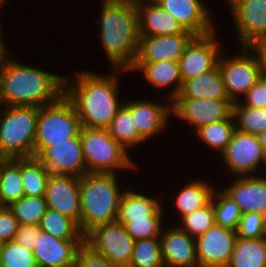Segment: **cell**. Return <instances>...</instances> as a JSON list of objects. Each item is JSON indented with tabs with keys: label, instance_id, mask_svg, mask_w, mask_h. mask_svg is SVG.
Instances as JSON below:
<instances>
[{
	"label": "cell",
	"instance_id": "obj_35",
	"mask_svg": "<svg viewBox=\"0 0 266 267\" xmlns=\"http://www.w3.org/2000/svg\"><path fill=\"white\" fill-rule=\"evenodd\" d=\"M233 117L236 130L252 135H258L266 130V108L243 106L240 102L233 105Z\"/></svg>",
	"mask_w": 266,
	"mask_h": 267
},
{
	"label": "cell",
	"instance_id": "obj_9",
	"mask_svg": "<svg viewBox=\"0 0 266 267\" xmlns=\"http://www.w3.org/2000/svg\"><path fill=\"white\" fill-rule=\"evenodd\" d=\"M85 243L116 267H129L135 240L123 224L116 221L97 226L85 236Z\"/></svg>",
	"mask_w": 266,
	"mask_h": 267
},
{
	"label": "cell",
	"instance_id": "obj_10",
	"mask_svg": "<svg viewBox=\"0 0 266 267\" xmlns=\"http://www.w3.org/2000/svg\"><path fill=\"white\" fill-rule=\"evenodd\" d=\"M36 157L51 174L81 178L87 173L83 159L80 133L68 141L53 142L52 146H34Z\"/></svg>",
	"mask_w": 266,
	"mask_h": 267
},
{
	"label": "cell",
	"instance_id": "obj_25",
	"mask_svg": "<svg viewBox=\"0 0 266 267\" xmlns=\"http://www.w3.org/2000/svg\"><path fill=\"white\" fill-rule=\"evenodd\" d=\"M135 69L141 70L145 78L156 87H169L172 84L175 87L168 93L170 99H174L182 88V79L180 76L178 62L173 61H158V62H134L130 71Z\"/></svg>",
	"mask_w": 266,
	"mask_h": 267
},
{
	"label": "cell",
	"instance_id": "obj_45",
	"mask_svg": "<svg viewBox=\"0 0 266 267\" xmlns=\"http://www.w3.org/2000/svg\"><path fill=\"white\" fill-rule=\"evenodd\" d=\"M41 232L40 228L35 225H19L18 231L16 232V236L14 241L18 245H23L27 249L34 250L37 235Z\"/></svg>",
	"mask_w": 266,
	"mask_h": 267
},
{
	"label": "cell",
	"instance_id": "obj_50",
	"mask_svg": "<svg viewBox=\"0 0 266 267\" xmlns=\"http://www.w3.org/2000/svg\"><path fill=\"white\" fill-rule=\"evenodd\" d=\"M3 207H4V206H3V204H2L1 201H0V209L3 208Z\"/></svg>",
	"mask_w": 266,
	"mask_h": 267
},
{
	"label": "cell",
	"instance_id": "obj_44",
	"mask_svg": "<svg viewBox=\"0 0 266 267\" xmlns=\"http://www.w3.org/2000/svg\"><path fill=\"white\" fill-rule=\"evenodd\" d=\"M244 96L243 106L266 108V78L262 75Z\"/></svg>",
	"mask_w": 266,
	"mask_h": 267
},
{
	"label": "cell",
	"instance_id": "obj_19",
	"mask_svg": "<svg viewBox=\"0 0 266 267\" xmlns=\"http://www.w3.org/2000/svg\"><path fill=\"white\" fill-rule=\"evenodd\" d=\"M173 18H175L185 30L196 36H203L214 32L211 25L210 13L201 0H154Z\"/></svg>",
	"mask_w": 266,
	"mask_h": 267
},
{
	"label": "cell",
	"instance_id": "obj_23",
	"mask_svg": "<svg viewBox=\"0 0 266 267\" xmlns=\"http://www.w3.org/2000/svg\"><path fill=\"white\" fill-rule=\"evenodd\" d=\"M130 111L139 134L145 139L154 137L167 125L171 103L160 105L150 101H130L124 104Z\"/></svg>",
	"mask_w": 266,
	"mask_h": 267
},
{
	"label": "cell",
	"instance_id": "obj_22",
	"mask_svg": "<svg viewBox=\"0 0 266 267\" xmlns=\"http://www.w3.org/2000/svg\"><path fill=\"white\" fill-rule=\"evenodd\" d=\"M135 0L140 36L175 35L184 33L183 26L154 0Z\"/></svg>",
	"mask_w": 266,
	"mask_h": 267
},
{
	"label": "cell",
	"instance_id": "obj_31",
	"mask_svg": "<svg viewBox=\"0 0 266 267\" xmlns=\"http://www.w3.org/2000/svg\"><path fill=\"white\" fill-rule=\"evenodd\" d=\"M110 135L125 149L135 144H141L146 140L139 134L131 111L124 105L118 109L116 116L107 128Z\"/></svg>",
	"mask_w": 266,
	"mask_h": 267
},
{
	"label": "cell",
	"instance_id": "obj_2",
	"mask_svg": "<svg viewBox=\"0 0 266 267\" xmlns=\"http://www.w3.org/2000/svg\"><path fill=\"white\" fill-rule=\"evenodd\" d=\"M76 77L74 84L69 77H64V94L74 104L81 125L107 129L122 106L117 76L83 71Z\"/></svg>",
	"mask_w": 266,
	"mask_h": 267
},
{
	"label": "cell",
	"instance_id": "obj_37",
	"mask_svg": "<svg viewBox=\"0 0 266 267\" xmlns=\"http://www.w3.org/2000/svg\"><path fill=\"white\" fill-rule=\"evenodd\" d=\"M221 191L218 194L213 192L212 196L215 224L236 231L242 214L233 199L223 190ZM214 197L218 200L214 201L216 200Z\"/></svg>",
	"mask_w": 266,
	"mask_h": 267
},
{
	"label": "cell",
	"instance_id": "obj_39",
	"mask_svg": "<svg viewBox=\"0 0 266 267\" xmlns=\"http://www.w3.org/2000/svg\"><path fill=\"white\" fill-rule=\"evenodd\" d=\"M181 231L186 232L190 237L197 238L204 234L210 227L215 224L214 209L211 202L203 208L184 216Z\"/></svg>",
	"mask_w": 266,
	"mask_h": 267
},
{
	"label": "cell",
	"instance_id": "obj_47",
	"mask_svg": "<svg viewBox=\"0 0 266 267\" xmlns=\"http://www.w3.org/2000/svg\"><path fill=\"white\" fill-rule=\"evenodd\" d=\"M260 145L266 154V130L257 135Z\"/></svg>",
	"mask_w": 266,
	"mask_h": 267
},
{
	"label": "cell",
	"instance_id": "obj_38",
	"mask_svg": "<svg viewBox=\"0 0 266 267\" xmlns=\"http://www.w3.org/2000/svg\"><path fill=\"white\" fill-rule=\"evenodd\" d=\"M162 216H146L139 219H117L123 224L128 234L135 240L160 238L162 232Z\"/></svg>",
	"mask_w": 266,
	"mask_h": 267
},
{
	"label": "cell",
	"instance_id": "obj_21",
	"mask_svg": "<svg viewBox=\"0 0 266 267\" xmlns=\"http://www.w3.org/2000/svg\"><path fill=\"white\" fill-rule=\"evenodd\" d=\"M223 191L238 205L241 214L255 212L266 216V178L238 176Z\"/></svg>",
	"mask_w": 266,
	"mask_h": 267
},
{
	"label": "cell",
	"instance_id": "obj_48",
	"mask_svg": "<svg viewBox=\"0 0 266 267\" xmlns=\"http://www.w3.org/2000/svg\"><path fill=\"white\" fill-rule=\"evenodd\" d=\"M6 49L7 48H5L3 44V40L1 39V34H0V63L2 61V58L5 56L6 52H8Z\"/></svg>",
	"mask_w": 266,
	"mask_h": 267
},
{
	"label": "cell",
	"instance_id": "obj_20",
	"mask_svg": "<svg viewBox=\"0 0 266 267\" xmlns=\"http://www.w3.org/2000/svg\"><path fill=\"white\" fill-rule=\"evenodd\" d=\"M161 237L164 266L199 267L195 238L190 237L178 227L170 228L168 231L165 230V232L163 230Z\"/></svg>",
	"mask_w": 266,
	"mask_h": 267
},
{
	"label": "cell",
	"instance_id": "obj_36",
	"mask_svg": "<svg viewBox=\"0 0 266 267\" xmlns=\"http://www.w3.org/2000/svg\"><path fill=\"white\" fill-rule=\"evenodd\" d=\"M129 267H165L160 238L135 241Z\"/></svg>",
	"mask_w": 266,
	"mask_h": 267
},
{
	"label": "cell",
	"instance_id": "obj_40",
	"mask_svg": "<svg viewBox=\"0 0 266 267\" xmlns=\"http://www.w3.org/2000/svg\"><path fill=\"white\" fill-rule=\"evenodd\" d=\"M0 267H38L32 250L15 241L4 242L0 251Z\"/></svg>",
	"mask_w": 266,
	"mask_h": 267
},
{
	"label": "cell",
	"instance_id": "obj_13",
	"mask_svg": "<svg viewBox=\"0 0 266 267\" xmlns=\"http://www.w3.org/2000/svg\"><path fill=\"white\" fill-rule=\"evenodd\" d=\"M220 49L215 31L207 35L195 36L178 61L182 83L213 69L218 64L222 53Z\"/></svg>",
	"mask_w": 266,
	"mask_h": 267
},
{
	"label": "cell",
	"instance_id": "obj_8",
	"mask_svg": "<svg viewBox=\"0 0 266 267\" xmlns=\"http://www.w3.org/2000/svg\"><path fill=\"white\" fill-rule=\"evenodd\" d=\"M241 48L240 55L225 58L221 53L218 60L227 95L233 103L238 101L240 94L244 96L263 75L256 53L248 46ZM248 50L252 52L248 54Z\"/></svg>",
	"mask_w": 266,
	"mask_h": 267
},
{
	"label": "cell",
	"instance_id": "obj_7",
	"mask_svg": "<svg viewBox=\"0 0 266 267\" xmlns=\"http://www.w3.org/2000/svg\"><path fill=\"white\" fill-rule=\"evenodd\" d=\"M81 128L74 104L63 94L56 102L39 107L34 146L68 141L76 137Z\"/></svg>",
	"mask_w": 266,
	"mask_h": 267
},
{
	"label": "cell",
	"instance_id": "obj_14",
	"mask_svg": "<svg viewBox=\"0 0 266 267\" xmlns=\"http://www.w3.org/2000/svg\"><path fill=\"white\" fill-rule=\"evenodd\" d=\"M236 231L214 224L197 237L199 267H227L234 251Z\"/></svg>",
	"mask_w": 266,
	"mask_h": 267
},
{
	"label": "cell",
	"instance_id": "obj_28",
	"mask_svg": "<svg viewBox=\"0 0 266 267\" xmlns=\"http://www.w3.org/2000/svg\"><path fill=\"white\" fill-rule=\"evenodd\" d=\"M227 267H266V237L238 238Z\"/></svg>",
	"mask_w": 266,
	"mask_h": 267
},
{
	"label": "cell",
	"instance_id": "obj_46",
	"mask_svg": "<svg viewBox=\"0 0 266 267\" xmlns=\"http://www.w3.org/2000/svg\"><path fill=\"white\" fill-rule=\"evenodd\" d=\"M250 48L256 53L263 74H266V37L256 40Z\"/></svg>",
	"mask_w": 266,
	"mask_h": 267
},
{
	"label": "cell",
	"instance_id": "obj_30",
	"mask_svg": "<svg viewBox=\"0 0 266 267\" xmlns=\"http://www.w3.org/2000/svg\"><path fill=\"white\" fill-rule=\"evenodd\" d=\"M38 227L62 240H85L79 225L73 219L50 208H47Z\"/></svg>",
	"mask_w": 266,
	"mask_h": 267
},
{
	"label": "cell",
	"instance_id": "obj_4",
	"mask_svg": "<svg viewBox=\"0 0 266 267\" xmlns=\"http://www.w3.org/2000/svg\"><path fill=\"white\" fill-rule=\"evenodd\" d=\"M116 173H86L80 178V230L86 236L95 227L117 221L120 200Z\"/></svg>",
	"mask_w": 266,
	"mask_h": 267
},
{
	"label": "cell",
	"instance_id": "obj_43",
	"mask_svg": "<svg viewBox=\"0 0 266 267\" xmlns=\"http://www.w3.org/2000/svg\"><path fill=\"white\" fill-rule=\"evenodd\" d=\"M19 225V222L7 206L0 209V241L2 243L14 241Z\"/></svg>",
	"mask_w": 266,
	"mask_h": 267
},
{
	"label": "cell",
	"instance_id": "obj_24",
	"mask_svg": "<svg viewBox=\"0 0 266 267\" xmlns=\"http://www.w3.org/2000/svg\"><path fill=\"white\" fill-rule=\"evenodd\" d=\"M175 98L229 99L218 64L213 69L184 81Z\"/></svg>",
	"mask_w": 266,
	"mask_h": 267
},
{
	"label": "cell",
	"instance_id": "obj_11",
	"mask_svg": "<svg viewBox=\"0 0 266 267\" xmlns=\"http://www.w3.org/2000/svg\"><path fill=\"white\" fill-rule=\"evenodd\" d=\"M171 101V112L179 119L194 124L195 130L233 116L234 103L230 99L174 98Z\"/></svg>",
	"mask_w": 266,
	"mask_h": 267
},
{
	"label": "cell",
	"instance_id": "obj_29",
	"mask_svg": "<svg viewBox=\"0 0 266 267\" xmlns=\"http://www.w3.org/2000/svg\"><path fill=\"white\" fill-rule=\"evenodd\" d=\"M50 171L36 158H21V176L25 196H45Z\"/></svg>",
	"mask_w": 266,
	"mask_h": 267
},
{
	"label": "cell",
	"instance_id": "obj_51",
	"mask_svg": "<svg viewBox=\"0 0 266 267\" xmlns=\"http://www.w3.org/2000/svg\"><path fill=\"white\" fill-rule=\"evenodd\" d=\"M2 244H3V243L0 241V251H1Z\"/></svg>",
	"mask_w": 266,
	"mask_h": 267
},
{
	"label": "cell",
	"instance_id": "obj_16",
	"mask_svg": "<svg viewBox=\"0 0 266 267\" xmlns=\"http://www.w3.org/2000/svg\"><path fill=\"white\" fill-rule=\"evenodd\" d=\"M45 198L47 208L70 217L80 228V178L50 173Z\"/></svg>",
	"mask_w": 266,
	"mask_h": 267
},
{
	"label": "cell",
	"instance_id": "obj_18",
	"mask_svg": "<svg viewBox=\"0 0 266 267\" xmlns=\"http://www.w3.org/2000/svg\"><path fill=\"white\" fill-rule=\"evenodd\" d=\"M85 240H62L41 230L33 250L38 267H74Z\"/></svg>",
	"mask_w": 266,
	"mask_h": 267
},
{
	"label": "cell",
	"instance_id": "obj_42",
	"mask_svg": "<svg viewBox=\"0 0 266 267\" xmlns=\"http://www.w3.org/2000/svg\"><path fill=\"white\" fill-rule=\"evenodd\" d=\"M74 267H116L107 258L97 254L85 242L79 248Z\"/></svg>",
	"mask_w": 266,
	"mask_h": 267
},
{
	"label": "cell",
	"instance_id": "obj_33",
	"mask_svg": "<svg viewBox=\"0 0 266 267\" xmlns=\"http://www.w3.org/2000/svg\"><path fill=\"white\" fill-rule=\"evenodd\" d=\"M234 117L223 121H217L210 124L203 125L195 130L197 136L206 143L209 147L216 149L221 154L236 130L234 124Z\"/></svg>",
	"mask_w": 266,
	"mask_h": 267
},
{
	"label": "cell",
	"instance_id": "obj_5",
	"mask_svg": "<svg viewBox=\"0 0 266 267\" xmlns=\"http://www.w3.org/2000/svg\"><path fill=\"white\" fill-rule=\"evenodd\" d=\"M6 107L0 120V159L34 157L39 107Z\"/></svg>",
	"mask_w": 266,
	"mask_h": 267
},
{
	"label": "cell",
	"instance_id": "obj_34",
	"mask_svg": "<svg viewBox=\"0 0 266 267\" xmlns=\"http://www.w3.org/2000/svg\"><path fill=\"white\" fill-rule=\"evenodd\" d=\"M8 208L11 210L20 225L38 226L47 210L45 196H24L12 202Z\"/></svg>",
	"mask_w": 266,
	"mask_h": 267
},
{
	"label": "cell",
	"instance_id": "obj_27",
	"mask_svg": "<svg viewBox=\"0 0 266 267\" xmlns=\"http://www.w3.org/2000/svg\"><path fill=\"white\" fill-rule=\"evenodd\" d=\"M157 199L136 193L123 191L117 219H139L146 216H162V205Z\"/></svg>",
	"mask_w": 266,
	"mask_h": 267
},
{
	"label": "cell",
	"instance_id": "obj_41",
	"mask_svg": "<svg viewBox=\"0 0 266 267\" xmlns=\"http://www.w3.org/2000/svg\"><path fill=\"white\" fill-rule=\"evenodd\" d=\"M236 235L243 239L266 237V216L255 212L242 214L236 229Z\"/></svg>",
	"mask_w": 266,
	"mask_h": 267
},
{
	"label": "cell",
	"instance_id": "obj_26",
	"mask_svg": "<svg viewBox=\"0 0 266 267\" xmlns=\"http://www.w3.org/2000/svg\"><path fill=\"white\" fill-rule=\"evenodd\" d=\"M25 196L21 176V158L0 159V201L3 206Z\"/></svg>",
	"mask_w": 266,
	"mask_h": 267
},
{
	"label": "cell",
	"instance_id": "obj_49",
	"mask_svg": "<svg viewBox=\"0 0 266 267\" xmlns=\"http://www.w3.org/2000/svg\"><path fill=\"white\" fill-rule=\"evenodd\" d=\"M3 1H4V0H0V8H1L2 4H3Z\"/></svg>",
	"mask_w": 266,
	"mask_h": 267
},
{
	"label": "cell",
	"instance_id": "obj_15",
	"mask_svg": "<svg viewBox=\"0 0 266 267\" xmlns=\"http://www.w3.org/2000/svg\"><path fill=\"white\" fill-rule=\"evenodd\" d=\"M241 46L266 37V0H229Z\"/></svg>",
	"mask_w": 266,
	"mask_h": 267
},
{
	"label": "cell",
	"instance_id": "obj_1",
	"mask_svg": "<svg viewBox=\"0 0 266 267\" xmlns=\"http://www.w3.org/2000/svg\"><path fill=\"white\" fill-rule=\"evenodd\" d=\"M64 94V76L7 58L0 63V103L5 106L41 107Z\"/></svg>",
	"mask_w": 266,
	"mask_h": 267
},
{
	"label": "cell",
	"instance_id": "obj_32",
	"mask_svg": "<svg viewBox=\"0 0 266 267\" xmlns=\"http://www.w3.org/2000/svg\"><path fill=\"white\" fill-rule=\"evenodd\" d=\"M213 189L204 182L193 181L186 185L176 197V205L184 217L203 208L211 202Z\"/></svg>",
	"mask_w": 266,
	"mask_h": 267
},
{
	"label": "cell",
	"instance_id": "obj_12",
	"mask_svg": "<svg viewBox=\"0 0 266 267\" xmlns=\"http://www.w3.org/2000/svg\"><path fill=\"white\" fill-rule=\"evenodd\" d=\"M221 155L229 170L238 176L256 173L262 162L266 165V154L257 135L242 133L238 130L234 131L231 141Z\"/></svg>",
	"mask_w": 266,
	"mask_h": 267
},
{
	"label": "cell",
	"instance_id": "obj_17",
	"mask_svg": "<svg viewBox=\"0 0 266 267\" xmlns=\"http://www.w3.org/2000/svg\"><path fill=\"white\" fill-rule=\"evenodd\" d=\"M195 36L188 30L175 35L140 36L135 62H178Z\"/></svg>",
	"mask_w": 266,
	"mask_h": 267
},
{
	"label": "cell",
	"instance_id": "obj_6",
	"mask_svg": "<svg viewBox=\"0 0 266 267\" xmlns=\"http://www.w3.org/2000/svg\"><path fill=\"white\" fill-rule=\"evenodd\" d=\"M83 159L87 173H115V169L136 167L125 149L106 128L80 130Z\"/></svg>",
	"mask_w": 266,
	"mask_h": 267
},
{
	"label": "cell",
	"instance_id": "obj_3",
	"mask_svg": "<svg viewBox=\"0 0 266 267\" xmlns=\"http://www.w3.org/2000/svg\"><path fill=\"white\" fill-rule=\"evenodd\" d=\"M100 38L114 70L129 71L134 64L140 41L138 13L135 0H104Z\"/></svg>",
	"mask_w": 266,
	"mask_h": 267
}]
</instances>
